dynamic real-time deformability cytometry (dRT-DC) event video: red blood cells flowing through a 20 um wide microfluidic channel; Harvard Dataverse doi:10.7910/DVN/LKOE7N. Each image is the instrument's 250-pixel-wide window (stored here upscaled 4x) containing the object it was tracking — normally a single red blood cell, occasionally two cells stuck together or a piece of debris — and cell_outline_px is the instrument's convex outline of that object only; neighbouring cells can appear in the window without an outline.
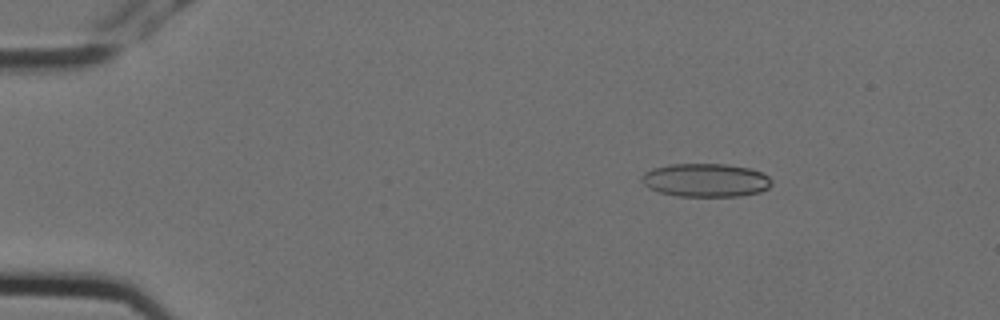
{"species": "Egyptian fruit bat (a non-hibernating species)", "species_latin": "Rousettus aegyptiacus", "temperature_condition": "cold", "stored_images_in_passage": 7, "camera_frame_rate_fps": 3000, "um_per_image_px": 0.085, "animal": {"sex": "female"}, "frame": {"image": 1, "passage_image": 3, "time_ms": 0.667, "image_size_px": [1000, 320], "cell_outline_px": [[772, 184], [768, 188], [760, 192], [740, 196], [676, 196], [660, 192], [648, 188], [644, 184], [640, 176], [644, 172], [652, 168], [668, 164], [724, 164], [748, 168], [760, 172], [768, 176], [772, 180]], "centroid_in_image_um": [59.96, 15.31], "position_along_channel_um": 25.0, "area_um2": 25.37}}
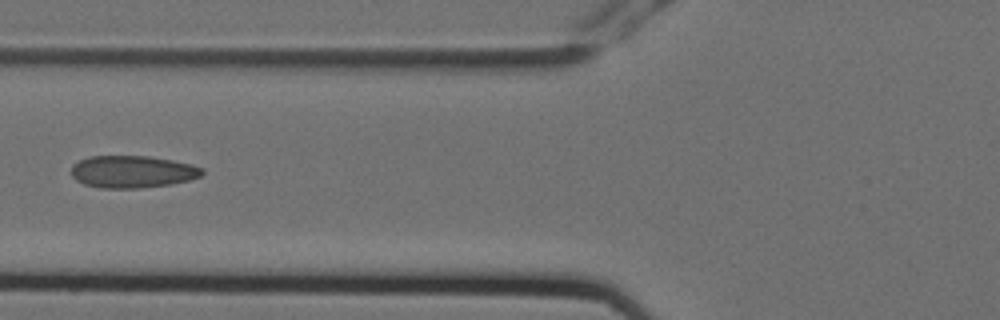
{"frame": {"image": 2, "passage_image": 7, "time_ms": 2.0, "image_size_px": [1000, 320], "cell_outline_px": [[204, 172], [200, 176], [188, 180], [172, 184], [140, 188], [100, 188], [84, 184], [76, 180], [72, 176], [72, 164], [88, 156], [148, 156], [172, 160], [192, 164], [204, 168]], "centroid_in_image_um": [11.26, 14.59], "position_along_channel_um": 114.5, "area_um2": 24.68}}